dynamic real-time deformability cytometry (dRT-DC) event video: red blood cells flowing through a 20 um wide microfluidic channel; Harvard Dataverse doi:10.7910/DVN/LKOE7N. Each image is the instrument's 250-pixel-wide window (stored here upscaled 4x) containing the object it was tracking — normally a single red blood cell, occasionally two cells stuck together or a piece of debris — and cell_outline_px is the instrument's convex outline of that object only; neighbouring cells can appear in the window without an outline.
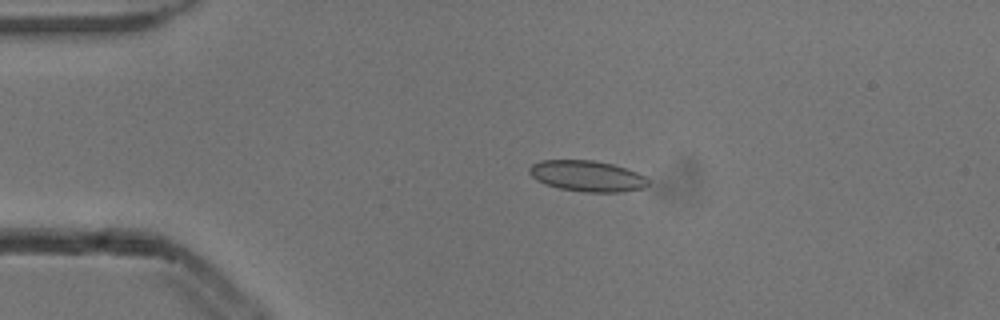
{"species": "common noctule bat (a hibernating species)", "species_latin": "Nyctalus noctula", "temperature_condition": "cold", "stored_images_in_passage": 4, "camera_frame_rate_fps": 3000, "um_per_image_px": 0.085, "animal": {"sex": "male", "body_mass_g": 13.3}, "frame": {"image": 1, "passage_image": 3, "time_ms": 0.667, "image_size_px": [1000, 320], "cell_outline_px": [[648, 184], [644, 188], [620, 192], [584, 192], [560, 188], [544, 184], [536, 180], [528, 172], [528, 168], [532, 164], [540, 160], [592, 160], [612, 164], [636, 172], [644, 176], [648, 180]], "centroid_in_image_um": [49.87, 14.96], "position_along_channel_um": 35.1, "area_um2": 21.39}}